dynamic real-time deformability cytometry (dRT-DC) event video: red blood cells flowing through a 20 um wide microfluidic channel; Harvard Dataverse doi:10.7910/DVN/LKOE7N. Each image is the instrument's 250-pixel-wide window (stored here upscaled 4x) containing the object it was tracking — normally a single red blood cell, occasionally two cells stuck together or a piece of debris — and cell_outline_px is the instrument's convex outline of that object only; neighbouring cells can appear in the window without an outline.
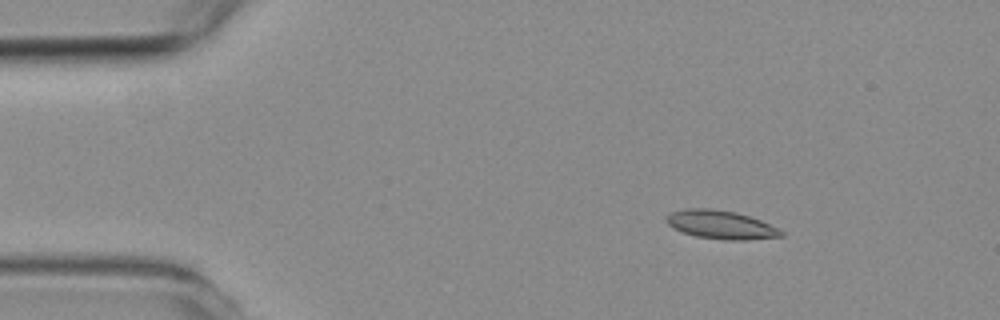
{"species": "common noctule bat (a hibernating species)", "species_latin": "Nyctalus noctula", "temperature_condition": "room temperature", "stored_images_in_passage": 3, "camera_frame_rate_fps": 3000, "um_per_image_px": 0.085, "animal": {"sex": "female", "body_mass_g": 19.3, "forearm_length_mm": 54.1}, "frame": {"image": 1, "passage_image": 2, "time_ms": 1.333, "image_size_px": [1000, 320], "cell_outline_px": [[784, 236], [744, 240], [724, 240], [696, 236], [672, 228], [664, 220], [672, 212], [684, 208], [712, 208], [736, 212], [760, 220], [780, 228], [784, 232]], "centroid_in_image_um": [61.29, 19.1], "position_along_channel_um": 23.7, "area_um2": 19.13}}